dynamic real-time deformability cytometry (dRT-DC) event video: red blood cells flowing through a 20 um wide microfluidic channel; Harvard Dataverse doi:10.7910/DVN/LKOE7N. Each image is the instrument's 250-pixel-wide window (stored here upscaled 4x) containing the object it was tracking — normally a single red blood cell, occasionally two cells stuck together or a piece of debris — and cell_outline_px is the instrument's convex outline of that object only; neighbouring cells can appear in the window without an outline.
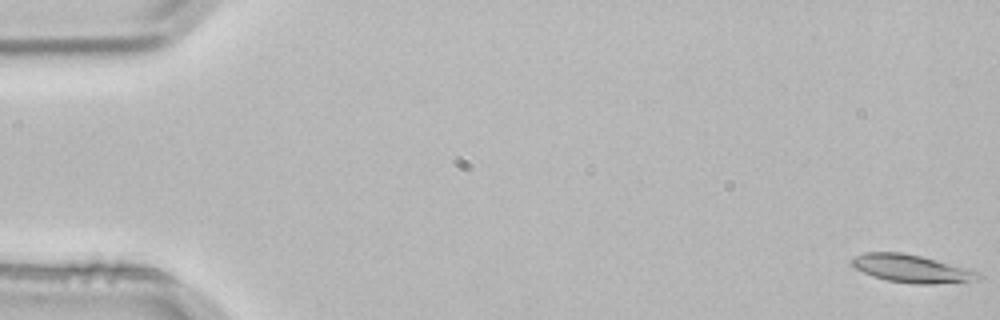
{"species": "common noctule bat (a hibernating species)", "species_latin": "Nyctalus noctula", "temperature_condition": "room temperature", "stored_images_in_passage": 54, "camera_frame_rate_fps": 3000, "um_per_image_px": 0.085, "animal": {"sex": "male", "body_mass_g": 21.5, "forearm_length_mm": 52.0}, "frame": {"image": 1, "passage_image": 1, "time_ms": 0.0, "image_size_px": [1000, 320], "cell_outline_px": [[984, 276], [968, 280], [936, 284], [912, 284], [888, 280], [872, 276], [856, 268], [852, 264], [852, 256], [864, 252], [904, 252], [972, 268], [980, 272]], "centroid_in_image_um": [77.5, 22.81], "position_along_channel_um": 7.5, "area_um2": 20.63}}
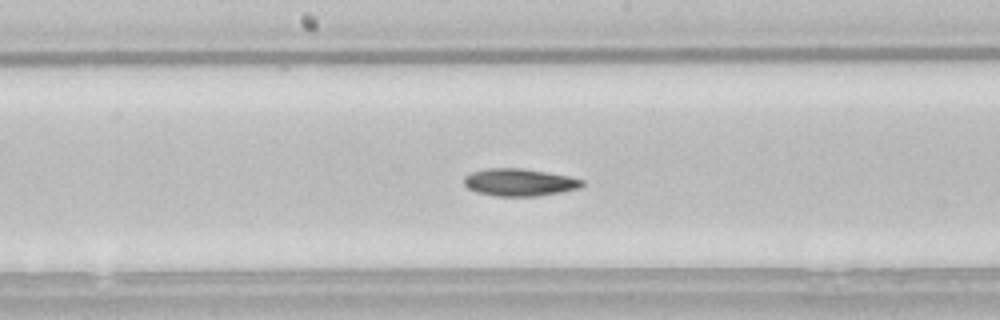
{"frame": {"image": 2, "passage_image": 28, "time_ms": 9.0, "image_size_px": [1000, 320], "cell_outline_px": [[584, 184], [580, 188], [560, 192], [536, 196], [496, 196], [476, 192], [468, 188], [464, 184], [464, 176], [472, 172], [488, 168], [520, 168], [548, 172], [568, 176], [584, 180]], "centroid_in_image_um": [44.15, 15.49], "position_along_channel_um": 204.1, "area_um2": 18.84}}
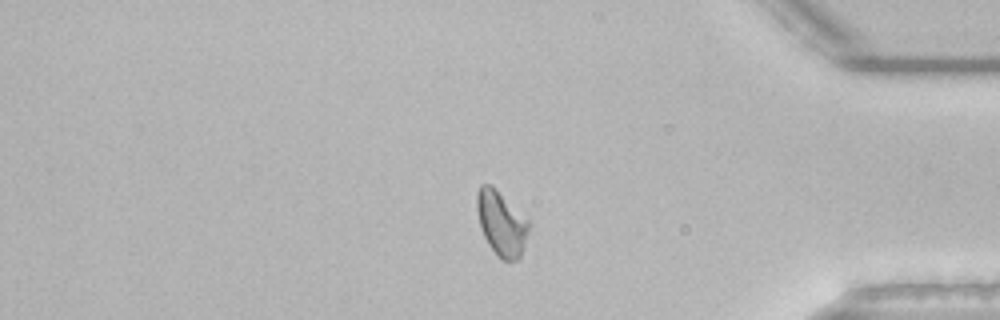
{"frame": {"image": 3, "passage_image": 45, "time_ms": 14.667, "image_size_px": [1000, 320], "cell_outline_px": [[528, 232], [524, 248], [520, 256], [516, 260], [500, 260], [496, 256], [488, 244], [484, 236], [480, 224], [476, 208], [476, 192], [480, 184], [492, 184], [528, 220]], "centroid_in_image_um": [42.59, 18.97], "position_along_channel_um": 392.6, "area_um2": 19.54}, "authors_computed_cell_mechanics": {"area_um2": 19.4786, "velocity_mm_per_s": 3.8156, "shape_relaxation_time_tau1_ms": 5.7332, "shape_relaxation_time_tau2_ms": null, "deformation_change_tau1": 0.1417, "deformation_change_tau2": null}}